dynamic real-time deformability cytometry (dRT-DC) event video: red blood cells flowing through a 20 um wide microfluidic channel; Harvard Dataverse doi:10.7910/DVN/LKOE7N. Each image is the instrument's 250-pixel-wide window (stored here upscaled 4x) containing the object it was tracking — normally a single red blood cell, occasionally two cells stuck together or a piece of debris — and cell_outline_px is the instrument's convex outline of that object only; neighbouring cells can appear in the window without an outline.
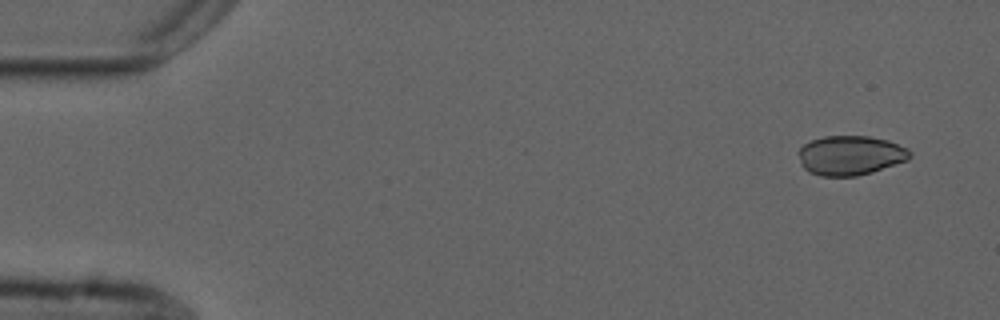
{"species": "common noctule bat (a hibernating species)", "species_latin": "Nyctalus noctula", "temperature_condition": "cold", "stored_images_in_passage": 10, "camera_frame_rate_fps": 3000, "um_per_image_px": 0.085, "animal": {"sex": "male", "forearm_length_mm": 52.5}, "frame": {"image": 1, "passage_image": 1, "time_ms": 0.0, "image_size_px": [1000, 320], "cell_outline_px": [[912, 156], [908, 160], [872, 172], [856, 176], [820, 176], [808, 172], [800, 164], [796, 152], [804, 144], [812, 140], [824, 136], [868, 136], [888, 140], [908, 148], [912, 152]], "centroid_in_image_um": [72.27, 13.21], "position_along_channel_um": 12.7, "area_um2": 25.95}}
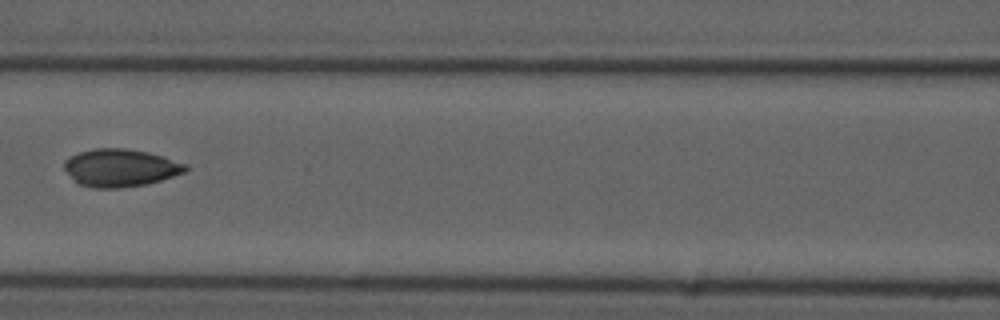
{"frame": {"image": 2, "passage_image": 6, "time_ms": 7.0, "image_size_px": [1000, 320], "cell_outline_px": [[192, 168], [188, 172], [148, 184], [120, 188], [92, 188], [80, 184], [72, 180], [64, 168], [64, 160], [80, 152], [96, 148], [124, 148], [148, 152], [164, 156], [188, 164]], "centroid_in_image_um": [10.3, 14.27], "position_along_channel_um": 156.3, "area_um2": 27.05}}
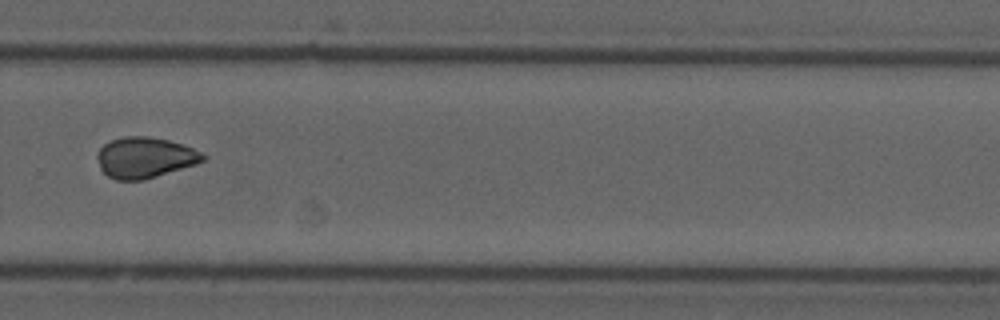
{"frame": {"image": 3, "passage_image": 10, "time_ms": 11.333, "image_size_px": [1000, 320], "cell_outline_px": [[208, 156], [204, 160], [196, 164], [144, 180], [116, 180], [108, 176], [100, 168], [96, 156], [96, 152], [104, 144], [112, 140], [124, 136], [148, 136], [168, 140], [192, 148]], "centroid_in_image_um": [12.29, 13.39], "position_along_channel_um": 317.5, "area_um2": 25.09}}